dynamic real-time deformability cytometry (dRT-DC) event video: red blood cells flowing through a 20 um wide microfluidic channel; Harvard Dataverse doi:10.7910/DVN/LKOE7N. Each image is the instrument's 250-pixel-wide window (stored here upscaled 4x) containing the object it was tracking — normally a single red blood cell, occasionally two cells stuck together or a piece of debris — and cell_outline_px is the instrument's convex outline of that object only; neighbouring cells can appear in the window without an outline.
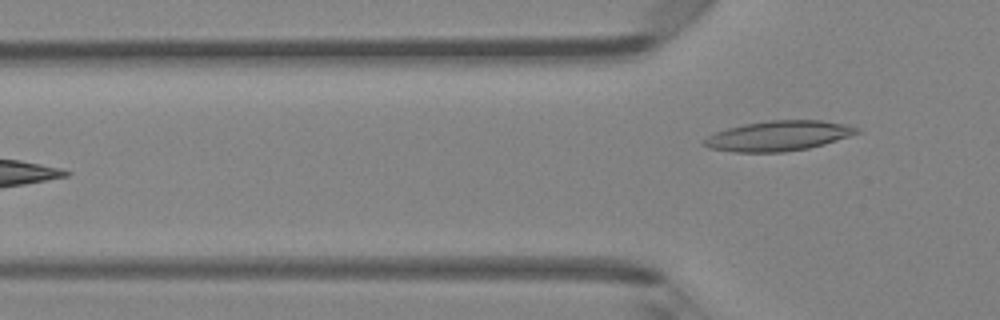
{"species": "Egyptian fruit bat (a non-hibernating species)", "species_latin": "Rousettus aegyptiacus", "temperature_condition": "room temperature", "stored_images_in_passage": 5, "camera_frame_rate_fps": 3000, "um_per_image_px": 0.085, "animal": {"sex": "female"}, "frame": {"image": 1, "passage_image": 5, "time_ms": 1.333, "image_size_px": [1000, 320], "cell_outline_px": [[860, 132], [824, 144], [808, 148], [784, 152], [732, 152], [708, 148], [700, 144], [700, 140], [716, 132], [728, 128], [744, 124], [768, 120], [824, 120], [844, 124], [860, 128]], "centroid_in_image_um": [66.11, 11.55], "position_along_channel_um": 59.7, "area_um2": 26.88}}